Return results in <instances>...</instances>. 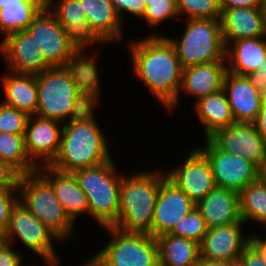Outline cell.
I'll return each instance as SVG.
<instances>
[{
  "label": "cell",
  "mask_w": 266,
  "mask_h": 266,
  "mask_svg": "<svg viewBox=\"0 0 266 266\" xmlns=\"http://www.w3.org/2000/svg\"><path fill=\"white\" fill-rule=\"evenodd\" d=\"M133 75L140 79L168 112L177 108L183 67L175 48L159 34L130 41Z\"/></svg>",
  "instance_id": "1"
},
{
  "label": "cell",
  "mask_w": 266,
  "mask_h": 266,
  "mask_svg": "<svg viewBox=\"0 0 266 266\" xmlns=\"http://www.w3.org/2000/svg\"><path fill=\"white\" fill-rule=\"evenodd\" d=\"M90 107L81 116L62 125L60 149L49 165L52 168L73 173L112 159L106 135L97 124Z\"/></svg>",
  "instance_id": "2"
},
{
  "label": "cell",
  "mask_w": 266,
  "mask_h": 266,
  "mask_svg": "<svg viewBox=\"0 0 266 266\" xmlns=\"http://www.w3.org/2000/svg\"><path fill=\"white\" fill-rule=\"evenodd\" d=\"M165 177V171L160 169L123 175L119 188V218L113 227L152 235L154 209Z\"/></svg>",
  "instance_id": "3"
},
{
  "label": "cell",
  "mask_w": 266,
  "mask_h": 266,
  "mask_svg": "<svg viewBox=\"0 0 266 266\" xmlns=\"http://www.w3.org/2000/svg\"><path fill=\"white\" fill-rule=\"evenodd\" d=\"M36 116L64 123L81 116L90 106L78 94L64 66L49 67L36 74Z\"/></svg>",
  "instance_id": "4"
},
{
  "label": "cell",
  "mask_w": 266,
  "mask_h": 266,
  "mask_svg": "<svg viewBox=\"0 0 266 266\" xmlns=\"http://www.w3.org/2000/svg\"><path fill=\"white\" fill-rule=\"evenodd\" d=\"M113 159L73 172L89 203V214L102 227L118 221L119 188L122 175L117 174Z\"/></svg>",
  "instance_id": "5"
},
{
  "label": "cell",
  "mask_w": 266,
  "mask_h": 266,
  "mask_svg": "<svg viewBox=\"0 0 266 266\" xmlns=\"http://www.w3.org/2000/svg\"><path fill=\"white\" fill-rule=\"evenodd\" d=\"M19 201L39 219L60 241L69 239L74 222L65 213L52 185L38 172L22 175Z\"/></svg>",
  "instance_id": "6"
},
{
  "label": "cell",
  "mask_w": 266,
  "mask_h": 266,
  "mask_svg": "<svg viewBox=\"0 0 266 266\" xmlns=\"http://www.w3.org/2000/svg\"><path fill=\"white\" fill-rule=\"evenodd\" d=\"M185 20L186 27L180 39L165 36L175 48L183 68L226 60L220 19Z\"/></svg>",
  "instance_id": "7"
},
{
  "label": "cell",
  "mask_w": 266,
  "mask_h": 266,
  "mask_svg": "<svg viewBox=\"0 0 266 266\" xmlns=\"http://www.w3.org/2000/svg\"><path fill=\"white\" fill-rule=\"evenodd\" d=\"M112 239L96 254L106 266H159L156 237L104 227Z\"/></svg>",
  "instance_id": "8"
},
{
  "label": "cell",
  "mask_w": 266,
  "mask_h": 266,
  "mask_svg": "<svg viewBox=\"0 0 266 266\" xmlns=\"http://www.w3.org/2000/svg\"><path fill=\"white\" fill-rule=\"evenodd\" d=\"M6 237L9 245L17 237L27 250L33 251L44 261H60L53 245V241H59V239L20 201L11 211Z\"/></svg>",
  "instance_id": "9"
},
{
  "label": "cell",
  "mask_w": 266,
  "mask_h": 266,
  "mask_svg": "<svg viewBox=\"0 0 266 266\" xmlns=\"http://www.w3.org/2000/svg\"><path fill=\"white\" fill-rule=\"evenodd\" d=\"M204 147H197L211 164L217 187L240 192L246 185L259 178V168L240 155L220 150L210 139Z\"/></svg>",
  "instance_id": "10"
},
{
  "label": "cell",
  "mask_w": 266,
  "mask_h": 266,
  "mask_svg": "<svg viewBox=\"0 0 266 266\" xmlns=\"http://www.w3.org/2000/svg\"><path fill=\"white\" fill-rule=\"evenodd\" d=\"M26 31L41 48L45 61L51 67L64 66L77 49L46 7L33 19Z\"/></svg>",
  "instance_id": "11"
},
{
  "label": "cell",
  "mask_w": 266,
  "mask_h": 266,
  "mask_svg": "<svg viewBox=\"0 0 266 266\" xmlns=\"http://www.w3.org/2000/svg\"><path fill=\"white\" fill-rule=\"evenodd\" d=\"M188 154L185 161L165 173L197 205L216 187V183L206 156L196 147Z\"/></svg>",
  "instance_id": "12"
},
{
  "label": "cell",
  "mask_w": 266,
  "mask_h": 266,
  "mask_svg": "<svg viewBox=\"0 0 266 266\" xmlns=\"http://www.w3.org/2000/svg\"><path fill=\"white\" fill-rule=\"evenodd\" d=\"M220 150L240 155L258 168L266 159V143L254 123L235 122L209 138Z\"/></svg>",
  "instance_id": "13"
},
{
  "label": "cell",
  "mask_w": 266,
  "mask_h": 266,
  "mask_svg": "<svg viewBox=\"0 0 266 266\" xmlns=\"http://www.w3.org/2000/svg\"><path fill=\"white\" fill-rule=\"evenodd\" d=\"M222 89L235 122L253 123L266 99L253 77L238 76L227 71Z\"/></svg>",
  "instance_id": "14"
},
{
  "label": "cell",
  "mask_w": 266,
  "mask_h": 266,
  "mask_svg": "<svg viewBox=\"0 0 266 266\" xmlns=\"http://www.w3.org/2000/svg\"><path fill=\"white\" fill-rule=\"evenodd\" d=\"M0 55L8 65V71L20 74H39L51 67L41 48L26 30L9 34L0 42Z\"/></svg>",
  "instance_id": "15"
},
{
  "label": "cell",
  "mask_w": 266,
  "mask_h": 266,
  "mask_svg": "<svg viewBox=\"0 0 266 266\" xmlns=\"http://www.w3.org/2000/svg\"><path fill=\"white\" fill-rule=\"evenodd\" d=\"M60 124L61 122L56 120L36 115L29 116L26 125L25 148L29 159L37 167L50 165L56 158L61 141L62 127L59 126Z\"/></svg>",
  "instance_id": "16"
},
{
  "label": "cell",
  "mask_w": 266,
  "mask_h": 266,
  "mask_svg": "<svg viewBox=\"0 0 266 266\" xmlns=\"http://www.w3.org/2000/svg\"><path fill=\"white\" fill-rule=\"evenodd\" d=\"M194 208L196 204L165 177L160 185L154 209L152 236L169 233Z\"/></svg>",
  "instance_id": "17"
},
{
  "label": "cell",
  "mask_w": 266,
  "mask_h": 266,
  "mask_svg": "<svg viewBox=\"0 0 266 266\" xmlns=\"http://www.w3.org/2000/svg\"><path fill=\"white\" fill-rule=\"evenodd\" d=\"M242 220L228 226L209 228L200 243V258L213 261H238L249 245L250 235L242 232Z\"/></svg>",
  "instance_id": "18"
},
{
  "label": "cell",
  "mask_w": 266,
  "mask_h": 266,
  "mask_svg": "<svg viewBox=\"0 0 266 266\" xmlns=\"http://www.w3.org/2000/svg\"><path fill=\"white\" fill-rule=\"evenodd\" d=\"M45 7L64 28L68 39L77 48H88L91 43H104L86 20L81 0H45Z\"/></svg>",
  "instance_id": "19"
},
{
  "label": "cell",
  "mask_w": 266,
  "mask_h": 266,
  "mask_svg": "<svg viewBox=\"0 0 266 266\" xmlns=\"http://www.w3.org/2000/svg\"><path fill=\"white\" fill-rule=\"evenodd\" d=\"M220 22L225 47L240 39L266 37V14L262 8L224 9Z\"/></svg>",
  "instance_id": "20"
},
{
  "label": "cell",
  "mask_w": 266,
  "mask_h": 266,
  "mask_svg": "<svg viewBox=\"0 0 266 266\" xmlns=\"http://www.w3.org/2000/svg\"><path fill=\"white\" fill-rule=\"evenodd\" d=\"M37 171L52 185L58 201L74 223L77 217L89 215L87 196L79 187L73 173L58 171L49 165L40 166Z\"/></svg>",
  "instance_id": "21"
},
{
  "label": "cell",
  "mask_w": 266,
  "mask_h": 266,
  "mask_svg": "<svg viewBox=\"0 0 266 266\" xmlns=\"http://www.w3.org/2000/svg\"><path fill=\"white\" fill-rule=\"evenodd\" d=\"M85 50L86 48H77L65 62L64 68L76 85L78 94L90 107L96 108L101 95L97 56L96 53L84 55Z\"/></svg>",
  "instance_id": "22"
},
{
  "label": "cell",
  "mask_w": 266,
  "mask_h": 266,
  "mask_svg": "<svg viewBox=\"0 0 266 266\" xmlns=\"http://www.w3.org/2000/svg\"><path fill=\"white\" fill-rule=\"evenodd\" d=\"M226 72V60L187 66L183 68L179 92L182 90L197 101L221 90Z\"/></svg>",
  "instance_id": "23"
},
{
  "label": "cell",
  "mask_w": 266,
  "mask_h": 266,
  "mask_svg": "<svg viewBox=\"0 0 266 266\" xmlns=\"http://www.w3.org/2000/svg\"><path fill=\"white\" fill-rule=\"evenodd\" d=\"M196 208L205 220L207 228L228 226L240 222L238 192L231 189L215 187Z\"/></svg>",
  "instance_id": "24"
},
{
  "label": "cell",
  "mask_w": 266,
  "mask_h": 266,
  "mask_svg": "<svg viewBox=\"0 0 266 266\" xmlns=\"http://www.w3.org/2000/svg\"><path fill=\"white\" fill-rule=\"evenodd\" d=\"M231 43L225 50L227 71L253 77L266 60V37L240 39Z\"/></svg>",
  "instance_id": "25"
},
{
  "label": "cell",
  "mask_w": 266,
  "mask_h": 266,
  "mask_svg": "<svg viewBox=\"0 0 266 266\" xmlns=\"http://www.w3.org/2000/svg\"><path fill=\"white\" fill-rule=\"evenodd\" d=\"M3 104L34 116L37 113L38 92L36 75L10 71L2 78Z\"/></svg>",
  "instance_id": "26"
},
{
  "label": "cell",
  "mask_w": 266,
  "mask_h": 266,
  "mask_svg": "<svg viewBox=\"0 0 266 266\" xmlns=\"http://www.w3.org/2000/svg\"><path fill=\"white\" fill-rule=\"evenodd\" d=\"M94 33L104 42H120L122 36V22L112 0H81Z\"/></svg>",
  "instance_id": "27"
},
{
  "label": "cell",
  "mask_w": 266,
  "mask_h": 266,
  "mask_svg": "<svg viewBox=\"0 0 266 266\" xmlns=\"http://www.w3.org/2000/svg\"><path fill=\"white\" fill-rule=\"evenodd\" d=\"M195 110L203 125L205 138L209 139L218 130L229 127L235 120L223 89L195 101Z\"/></svg>",
  "instance_id": "28"
},
{
  "label": "cell",
  "mask_w": 266,
  "mask_h": 266,
  "mask_svg": "<svg viewBox=\"0 0 266 266\" xmlns=\"http://www.w3.org/2000/svg\"><path fill=\"white\" fill-rule=\"evenodd\" d=\"M159 266H197L200 244L194 240L165 233L156 237Z\"/></svg>",
  "instance_id": "29"
},
{
  "label": "cell",
  "mask_w": 266,
  "mask_h": 266,
  "mask_svg": "<svg viewBox=\"0 0 266 266\" xmlns=\"http://www.w3.org/2000/svg\"><path fill=\"white\" fill-rule=\"evenodd\" d=\"M45 7V0H26L19 4L0 5V33L9 34L26 30Z\"/></svg>",
  "instance_id": "30"
},
{
  "label": "cell",
  "mask_w": 266,
  "mask_h": 266,
  "mask_svg": "<svg viewBox=\"0 0 266 266\" xmlns=\"http://www.w3.org/2000/svg\"><path fill=\"white\" fill-rule=\"evenodd\" d=\"M239 211L244 223L266 220V184L258 178L246 185L239 193Z\"/></svg>",
  "instance_id": "31"
},
{
  "label": "cell",
  "mask_w": 266,
  "mask_h": 266,
  "mask_svg": "<svg viewBox=\"0 0 266 266\" xmlns=\"http://www.w3.org/2000/svg\"><path fill=\"white\" fill-rule=\"evenodd\" d=\"M0 160L8 162L22 175L37 171L25 148V135L0 132Z\"/></svg>",
  "instance_id": "32"
},
{
  "label": "cell",
  "mask_w": 266,
  "mask_h": 266,
  "mask_svg": "<svg viewBox=\"0 0 266 266\" xmlns=\"http://www.w3.org/2000/svg\"><path fill=\"white\" fill-rule=\"evenodd\" d=\"M180 16L186 14V19H220L219 0H176Z\"/></svg>",
  "instance_id": "33"
},
{
  "label": "cell",
  "mask_w": 266,
  "mask_h": 266,
  "mask_svg": "<svg viewBox=\"0 0 266 266\" xmlns=\"http://www.w3.org/2000/svg\"><path fill=\"white\" fill-rule=\"evenodd\" d=\"M207 230L208 228L200 211L194 208L172 228L169 234L191 239L200 244Z\"/></svg>",
  "instance_id": "34"
},
{
  "label": "cell",
  "mask_w": 266,
  "mask_h": 266,
  "mask_svg": "<svg viewBox=\"0 0 266 266\" xmlns=\"http://www.w3.org/2000/svg\"><path fill=\"white\" fill-rule=\"evenodd\" d=\"M146 5L144 19L151 27L179 16L176 0H143Z\"/></svg>",
  "instance_id": "35"
},
{
  "label": "cell",
  "mask_w": 266,
  "mask_h": 266,
  "mask_svg": "<svg viewBox=\"0 0 266 266\" xmlns=\"http://www.w3.org/2000/svg\"><path fill=\"white\" fill-rule=\"evenodd\" d=\"M28 118L26 113L0 103V132L25 135Z\"/></svg>",
  "instance_id": "36"
},
{
  "label": "cell",
  "mask_w": 266,
  "mask_h": 266,
  "mask_svg": "<svg viewBox=\"0 0 266 266\" xmlns=\"http://www.w3.org/2000/svg\"><path fill=\"white\" fill-rule=\"evenodd\" d=\"M18 190H0V231L6 232L13 207L19 201Z\"/></svg>",
  "instance_id": "37"
},
{
  "label": "cell",
  "mask_w": 266,
  "mask_h": 266,
  "mask_svg": "<svg viewBox=\"0 0 266 266\" xmlns=\"http://www.w3.org/2000/svg\"><path fill=\"white\" fill-rule=\"evenodd\" d=\"M22 174L11 164L0 160V190H18Z\"/></svg>",
  "instance_id": "38"
},
{
  "label": "cell",
  "mask_w": 266,
  "mask_h": 266,
  "mask_svg": "<svg viewBox=\"0 0 266 266\" xmlns=\"http://www.w3.org/2000/svg\"><path fill=\"white\" fill-rule=\"evenodd\" d=\"M112 2L123 24V14L142 19L146 11V5L143 0H112Z\"/></svg>",
  "instance_id": "39"
},
{
  "label": "cell",
  "mask_w": 266,
  "mask_h": 266,
  "mask_svg": "<svg viewBox=\"0 0 266 266\" xmlns=\"http://www.w3.org/2000/svg\"><path fill=\"white\" fill-rule=\"evenodd\" d=\"M12 247L8 244L0 251V266H23L22 255Z\"/></svg>",
  "instance_id": "40"
},
{
  "label": "cell",
  "mask_w": 266,
  "mask_h": 266,
  "mask_svg": "<svg viewBox=\"0 0 266 266\" xmlns=\"http://www.w3.org/2000/svg\"><path fill=\"white\" fill-rule=\"evenodd\" d=\"M240 266H266L260 255L248 245L239 257Z\"/></svg>",
  "instance_id": "41"
},
{
  "label": "cell",
  "mask_w": 266,
  "mask_h": 266,
  "mask_svg": "<svg viewBox=\"0 0 266 266\" xmlns=\"http://www.w3.org/2000/svg\"><path fill=\"white\" fill-rule=\"evenodd\" d=\"M263 0H219L221 12L236 7L262 8Z\"/></svg>",
  "instance_id": "42"
},
{
  "label": "cell",
  "mask_w": 266,
  "mask_h": 266,
  "mask_svg": "<svg viewBox=\"0 0 266 266\" xmlns=\"http://www.w3.org/2000/svg\"><path fill=\"white\" fill-rule=\"evenodd\" d=\"M249 245L260 255L266 264V239L257 234H250Z\"/></svg>",
  "instance_id": "43"
},
{
  "label": "cell",
  "mask_w": 266,
  "mask_h": 266,
  "mask_svg": "<svg viewBox=\"0 0 266 266\" xmlns=\"http://www.w3.org/2000/svg\"><path fill=\"white\" fill-rule=\"evenodd\" d=\"M253 123L255 124L259 135L266 143V99L263 101L259 114Z\"/></svg>",
  "instance_id": "44"
},
{
  "label": "cell",
  "mask_w": 266,
  "mask_h": 266,
  "mask_svg": "<svg viewBox=\"0 0 266 266\" xmlns=\"http://www.w3.org/2000/svg\"><path fill=\"white\" fill-rule=\"evenodd\" d=\"M253 79L261 87V90L266 97V60L262 64L260 70L253 75Z\"/></svg>",
  "instance_id": "45"
},
{
  "label": "cell",
  "mask_w": 266,
  "mask_h": 266,
  "mask_svg": "<svg viewBox=\"0 0 266 266\" xmlns=\"http://www.w3.org/2000/svg\"><path fill=\"white\" fill-rule=\"evenodd\" d=\"M197 266H240L238 261H213L200 258Z\"/></svg>",
  "instance_id": "46"
},
{
  "label": "cell",
  "mask_w": 266,
  "mask_h": 266,
  "mask_svg": "<svg viewBox=\"0 0 266 266\" xmlns=\"http://www.w3.org/2000/svg\"><path fill=\"white\" fill-rule=\"evenodd\" d=\"M80 266H106L101 259L95 254L88 261Z\"/></svg>",
  "instance_id": "47"
},
{
  "label": "cell",
  "mask_w": 266,
  "mask_h": 266,
  "mask_svg": "<svg viewBox=\"0 0 266 266\" xmlns=\"http://www.w3.org/2000/svg\"><path fill=\"white\" fill-rule=\"evenodd\" d=\"M259 178L266 184V159L259 168Z\"/></svg>",
  "instance_id": "48"
},
{
  "label": "cell",
  "mask_w": 266,
  "mask_h": 266,
  "mask_svg": "<svg viewBox=\"0 0 266 266\" xmlns=\"http://www.w3.org/2000/svg\"><path fill=\"white\" fill-rule=\"evenodd\" d=\"M8 245L6 232L0 231V251Z\"/></svg>",
  "instance_id": "49"
},
{
  "label": "cell",
  "mask_w": 266,
  "mask_h": 266,
  "mask_svg": "<svg viewBox=\"0 0 266 266\" xmlns=\"http://www.w3.org/2000/svg\"><path fill=\"white\" fill-rule=\"evenodd\" d=\"M21 1H26V0H0V5L19 4V2Z\"/></svg>",
  "instance_id": "50"
},
{
  "label": "cell",
  "mask_w": 266,
  "mask_h": 266,
  "mask_svg": "<svg viewBox=\"0 0 266 266\" xmlns=\"http://www.w3.org/2000/svg\"><path fill=\"white\" fill-rule=\"evenodd\" d=\"M45 263H46V266H60L59 263H61V262L45 261ZM25 266H28V265H25ZM30 266H32V265H30Z\"/></svg>",
  "instance_id": "51"
},
{
  "label": "cell",
  "mask_w": 266,
  "mask_h": 266,
  "mask_svg": "<svg viewBox=\"0 0 266 266\" xmlns=\"http://www.w3.org/2000/svg\"><path fill=\"white\" fill-rule=\"evenodd\" d=\"M262 10L266 14V0H263L262 2Z\"/></svg>",
  "instance_id": "52"
}]
</instances>
